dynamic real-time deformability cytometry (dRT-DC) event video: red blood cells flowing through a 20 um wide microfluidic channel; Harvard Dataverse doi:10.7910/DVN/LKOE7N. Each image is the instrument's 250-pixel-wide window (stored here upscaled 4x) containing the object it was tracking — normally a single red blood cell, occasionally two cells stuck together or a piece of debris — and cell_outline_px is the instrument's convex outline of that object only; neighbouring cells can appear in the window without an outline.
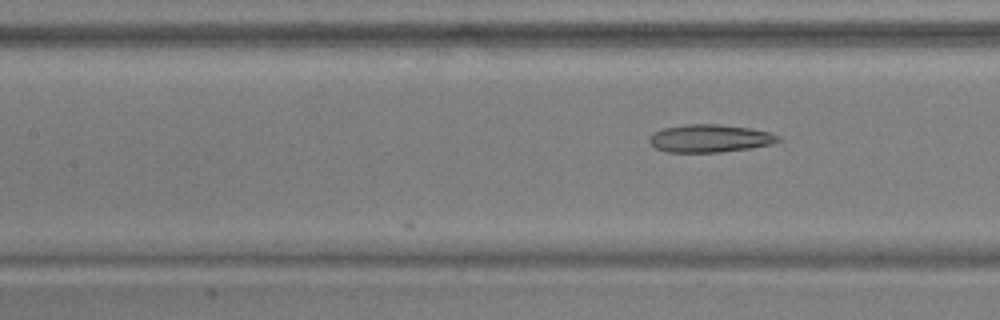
{"species": "common noctule bat (a hibernating species)", "species_latin": "Nyctalus noctula", "temperature_condition": "warm", "stored_images_in_passage": 13, "camera_frame_rate_fps": 3000, "um_per_image_px": 0.085, "animal": {"sex": "male", "body_mass_g": 17.9, "forearm_length_mm": 54.2}, "frame": {"image": 1, "passage_image": 13, "time_ms": 4.0, "image_size_px": [1000, 320], "cell_outline_px": [[780, 140], [772, 144], [748, 148], [720, 152], [668, 152], [656, 148], [648, 140], [652, 132], [664, 128], [684, 124], [720, 124], [752, 128], [768, 132], [780, 136]], "centroid_in_image_um": [60.32, 11.75], "position_along_channel_um": 147.1, "area_um2": 20.87}}